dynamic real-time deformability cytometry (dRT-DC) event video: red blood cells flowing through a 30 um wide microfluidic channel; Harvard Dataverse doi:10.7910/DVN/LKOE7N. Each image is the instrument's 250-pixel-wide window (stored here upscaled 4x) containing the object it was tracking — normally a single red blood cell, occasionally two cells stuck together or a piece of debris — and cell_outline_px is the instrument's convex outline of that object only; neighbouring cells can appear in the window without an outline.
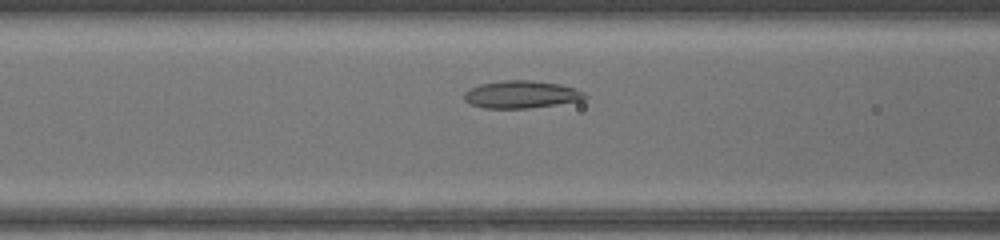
{"species": "common noctule bat (a hibernating species)", "species_latin": "Nyctalus noctula", "temperature_condition": "warm", "stored_images_in_passage": 38, "camera_frame_rate_fps": 3000, "um_per_image_px": 0.085, "animal": {"sex": "female", "body_mass_g": 17.0, "forearm_length_mm": 48.0}, "frame": {"image": 1, "passage_image": 10, "time_ms": 3.0, "image_size_px": [1000, 240], "cell_outline_px": [[588, 96], [584, 100], [528, 108], [484, 108], [472, 104], [464, 100], [464, 92], [480, 84], [504, 80], [532, 80], [560, 84], [576, 88], [584, 92]], "centroid_in_image_um": [44.34, 8.02], "position_along_channel_um": 122.3, "area_um2": 19.31}}
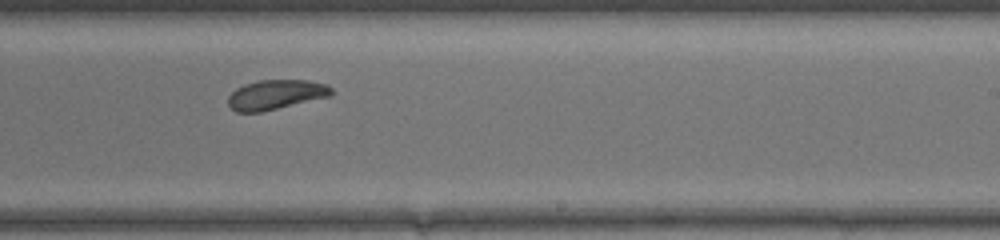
{"frame": {"image": 2, "passage_image": 20, "time_ms": 6.333, "image_size_px": [1000, 240], "cell_outline_px": [[332, 96], [260, 112], [236, 112], [228, 104], [228, 96], [236, 88], [244, 84], [260, 80], [308, 80], [328, 84], [332, 88]], "centroid_in_image_um": [23.46, 8.03], "position_along_channel_um": 265.5, "area_um2": 17.92}}
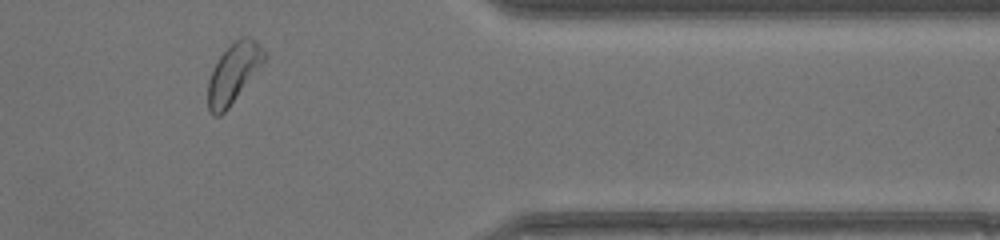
{"frame": {"image": 3, "passage_image": 30, "time_ms": 9.667, "image_size_px": [1000, 240], "cell_outline_px": [[268, 56], [228, 108], [220, 116], [216, 116], [208, 108], [208, 80], [212, 68], [220, 56], [240, 36], [248, 36], [256, 40], [268, 52]], "centroid_in_image_um": [19.87, 6.17], "position_along_channel_um": 391.5, "area_um2": 19.36}, "authors_computed_cell_mechanics": {"area_um2": 19.3341, "velocity_mm_per_s": 4.3118, "shape_relaxation_time_tau1_ms": 4.1922, "shape_relaxation_time_tau2_ms": 2.3127, "deformation_change_tau1": 0.0995, "deformation_change_tau2": 0.0809}}